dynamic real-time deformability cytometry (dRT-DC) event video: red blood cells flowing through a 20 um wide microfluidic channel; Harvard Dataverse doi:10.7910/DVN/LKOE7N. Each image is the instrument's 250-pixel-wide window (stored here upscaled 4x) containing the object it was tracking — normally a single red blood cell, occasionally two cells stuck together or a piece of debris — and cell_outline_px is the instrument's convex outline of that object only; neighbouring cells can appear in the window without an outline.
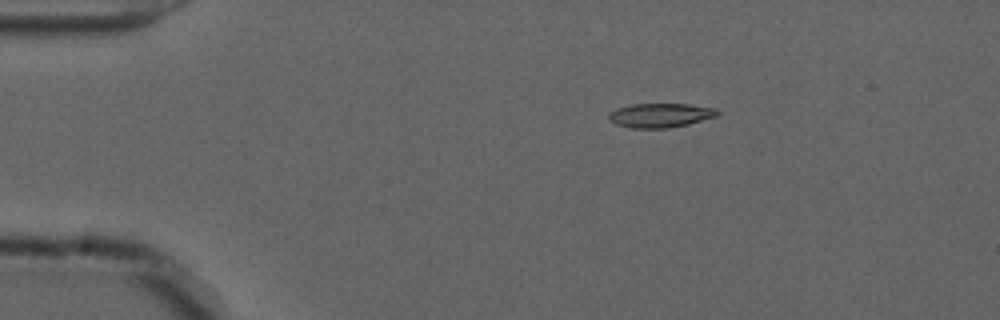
{"species": "common noctule bat (a hibernating species)", "species_latin": "Nyctalus noctula", "temperature_condition": "cold", "stored_images_in_passage": 46, "camera_frame_rate_fps": 3000, "um_per_image_px": 0.085, "animal": {"sex": "male", "forearm_length_mm": 52.5}, "frame": {"image": 1, "passage_image": 1, "time_ms": 0.0, "image_size_px": [1000, 320], "cell_outline_px": [[720, 112], [716, 116], [688, 124], [668, 128], [632, 128], [616, 124], [608, 120], [608, 112], [616, 108], [632, 104], [688, 104], [716, 108]], "centroid_in_image_um": [56.09, 9.8], "position_along_channel_um": 28.9, "area_um2": 15.37}}
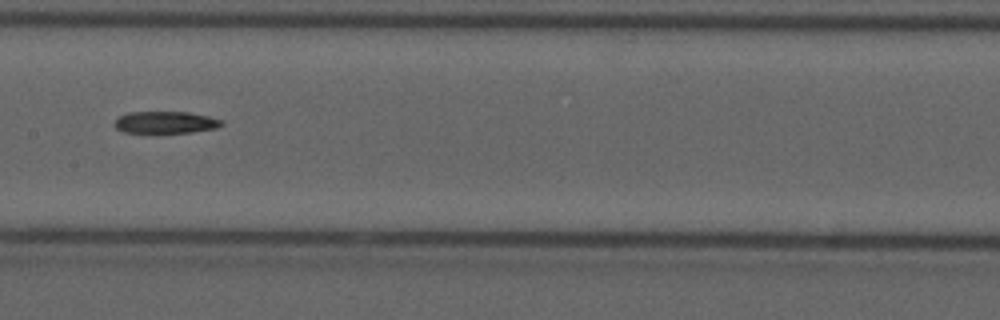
{"frame": {"image": 2, "passage_image": 19, "time_ms": 6.0, "image_size_px": [1000, 320], "cell_outline_px": [[224, 124], [216, 128], [192, 132], [124, 132], [116, 128], [112, 124], [120, 116], [128, 112], [188, 112], [208, 116], [224, 120]], "centroid_in_image_um": [14.09, 10.39], "position_along_channel_um": 193.3, "area_um2": 13.64}}
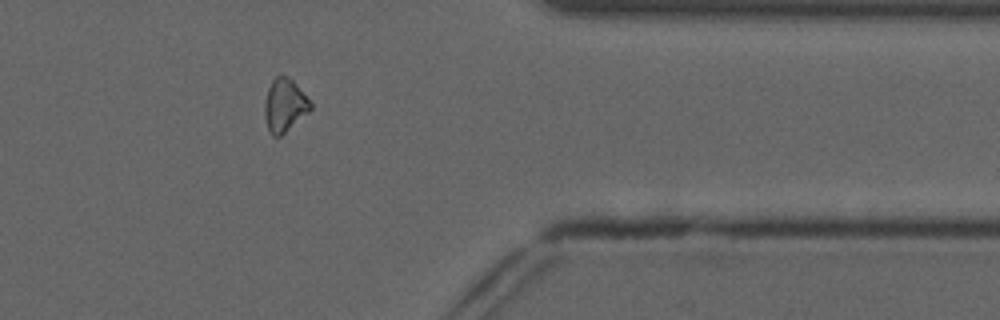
{"frame": {"image": 3, "passage_image": 36, "time_ms": 11.667, "image_size_px": [1000, 320], "cell_outline_px": [[312, 108], [308, 112], [280, 136], [272, 136], [268, 132], [264, 116], [264, 104], [268, 88], [272, 80], [280, 72], [288, 76], [296, 84], [312, 104]], "centroid_in_image_um": [24.15, 8.92], "position_along_channel_um": 387.2, "area_um2": 14.22}}